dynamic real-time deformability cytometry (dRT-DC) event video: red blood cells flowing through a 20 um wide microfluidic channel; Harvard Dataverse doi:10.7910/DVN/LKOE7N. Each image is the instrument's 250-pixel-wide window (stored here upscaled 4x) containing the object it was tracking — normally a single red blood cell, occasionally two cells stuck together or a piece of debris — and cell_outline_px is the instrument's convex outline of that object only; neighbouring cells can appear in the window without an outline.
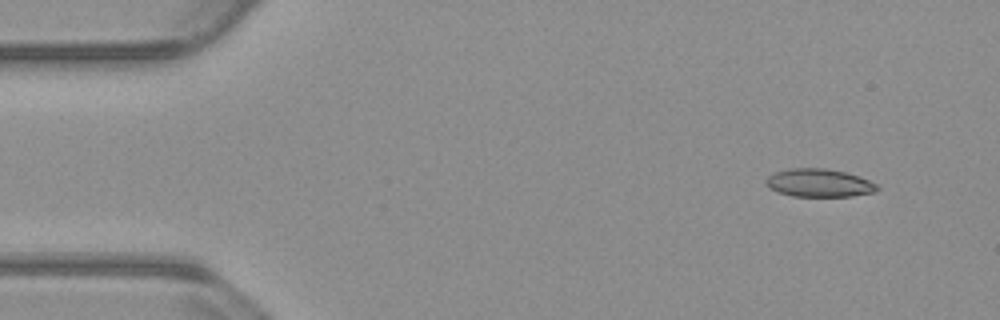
{"species": "common noctule bat (a hibernating species)", "species_latin": "Nyctalus noctula", "temperature_condition": "warm", "stored_images_in_passage": 50, "camera_frame_rate_fps": 3000, "um_per_image_px": 0.085, "animal": {"sex": "male", "body_mass_g": 23.1, "forearm_length_mm": 52.7}, "frame": {"image": 1, "passage_image": 1, "time_ms": 0.0, "image_size_px": [1000, 320], "cell_outline_px": [[880, 188], [876, 192], [852, 196], [792, 196], [780, 192], [772, 188], [764, 180], [768, 176], [776, 172], [788, 168], [824, 168], [844, 172], [860, 176], [876, 184]], "centroid_in_image_um": [69.66, 15.54], "position_along_channel_um": 15.3, "area_um2": 18.03}}
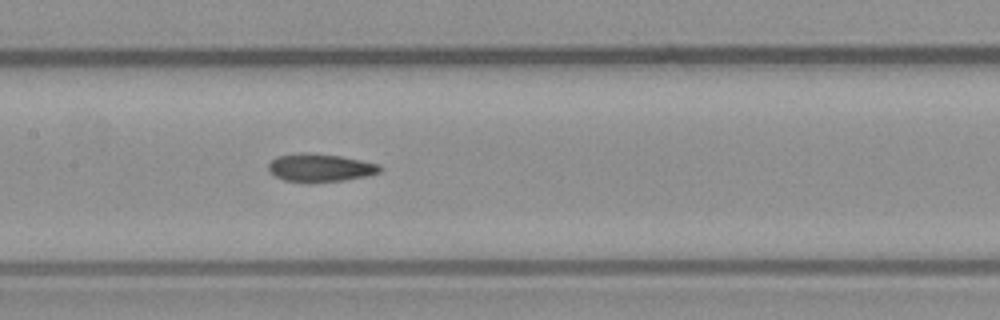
{"frame": {"image": 2, "passage_image": 22, "time_ms": 7.0, "image_size_px": [1000, 320], "cell_outline_px": [[384, 168], [380, 172], [368, 176], [344, 180], [308, 184], [284, 180], [276, 176], [268, 168], [268, 164], [276, 156], [300, 152], [312, 152], [340, 156], [380, 164]], "centroid_in_image_um": [27.23, 14.26], "position_along_channel_um": 180.2, "area_um2": 18.67}}
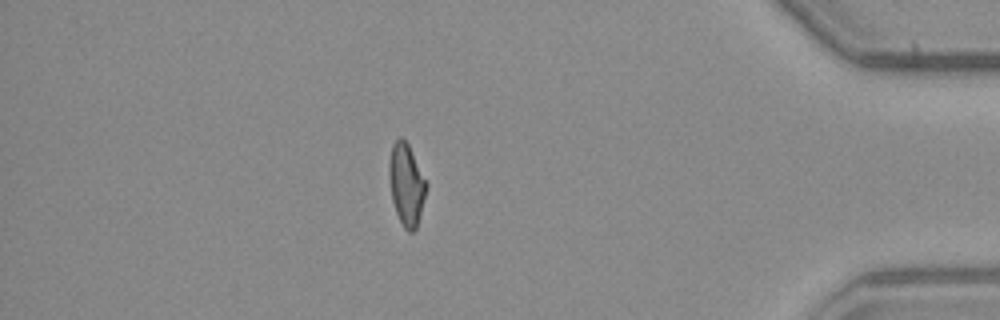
{"frame": {"image": 3, "passage_image": 43, "time_ms": 14.0, "image_size_px": [1000, 320], "cell_outline_px": [[428, 184], [416, 228], [412, 232], [408, 232], [404, 228], [396, 212], [392, 200], [388, 176], [388, 164], [392, 144], [400, 136], [408, 144]], "centroid_in_image_um": [34.52, 15.66], "position_along_channel_um": 400.7, "area_um2": 17.63}, "authors_computed_cell_mechanics": {"area_um2": 18.2359, "velocity_mm_per_s": 3.8004, "shape_relaxation_time_tau1_ms": null, "shape_relaxation_time_tau2_ms": 6.309, "deformation_change_tau1": null, "deformation_change_tau2": 0.1372}}